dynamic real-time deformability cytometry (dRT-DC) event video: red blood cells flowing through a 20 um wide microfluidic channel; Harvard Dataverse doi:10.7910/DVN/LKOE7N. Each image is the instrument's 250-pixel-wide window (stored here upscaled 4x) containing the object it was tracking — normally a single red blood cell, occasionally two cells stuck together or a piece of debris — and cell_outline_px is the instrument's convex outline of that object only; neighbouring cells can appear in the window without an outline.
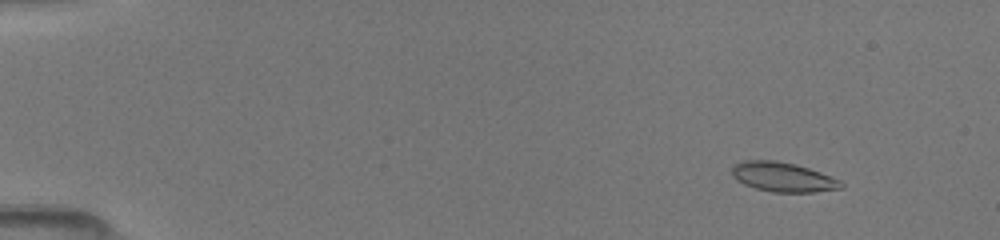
{"species": "common noctule bat (a hibernating species)", "species_latin": "Nyctalus noctula", "temperature_condition": "room temperature", "stored_images_in_passage": 15, "camera_frame_rate_fps": 3000, "um_per_image_px": 0.085, "animal": {"sex": "female", "body_mass_g": 19.5, "forearm_length_mm": 54.1}, "frame": {"image": 1, "passage_image": 2, "time_ms": 1.333, "image_size_px": [1000, 240], "cell_outline_px": [[844, 188], [812, 192], [772, 192], [756, 188], [744, 184], [736, 180], [732, 176], [732, 168], [736, 164], [744, 160], [776, 160], [796, 164], [820, 172], [840, 180], [844, 184]], "centroid_in_image_um": [66.55, 15.05], "position_along_channel_um": 18.4, "area_um2": 18.79}}
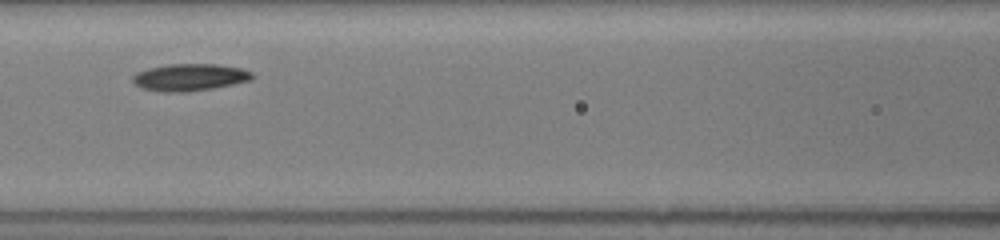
{"frame": {"image": 2, "passage_image": 8, "time_ms": 8.0, "image_size_px": [1000, 240], "cell_outline_px": [[252, 80], [216, 88], [188, 92], [160, 92], [140, 88], [132, 80], [132, 76], [136, 72], [148, 68], [168, 64], [216, 64], [240, 68], [252, 72]], "centroid_in_image_um": [16.1, 6.58], "position_along_channel_um": 150.5, "area_um2": 19.07}}
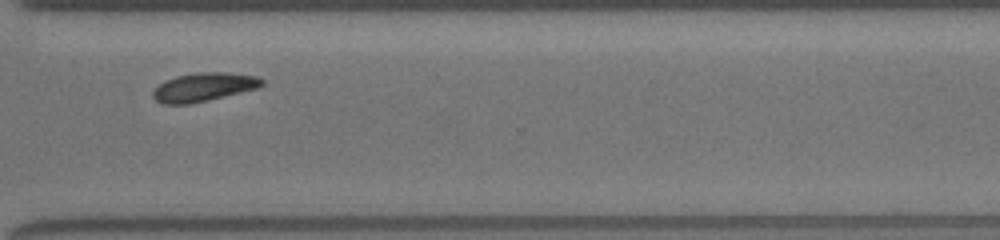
{"frame": {"image": 3, "passage_image": 13, "time_ms": 13.0, "image_size_px": [1000, 240], "cell_outline_px": [[264, 84], [260, 88], [192, 104], [164, 104], [156, 100], [152, 96], [152, 92], [164, 80], [176, 76], [196, 72], [224, 72], [256, 76], [264, 80]], "centroid_in_image_um": [17.33, 7.4], "position_along_channel_um": 353.3, "area_um2": 18.32}}